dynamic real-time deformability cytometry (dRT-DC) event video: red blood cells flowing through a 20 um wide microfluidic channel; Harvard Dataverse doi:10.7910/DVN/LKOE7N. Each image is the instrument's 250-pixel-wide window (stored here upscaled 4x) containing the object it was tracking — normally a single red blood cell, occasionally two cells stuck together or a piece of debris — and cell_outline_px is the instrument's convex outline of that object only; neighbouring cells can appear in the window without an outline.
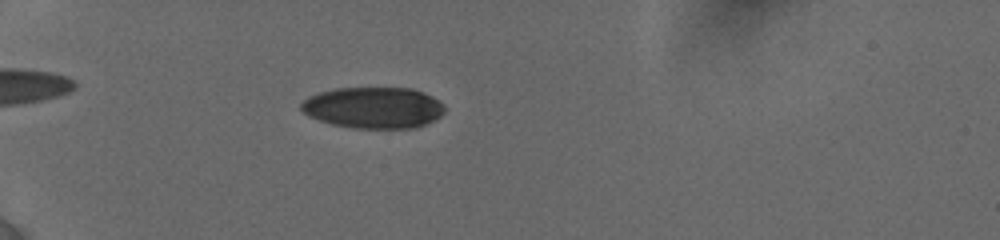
{"species": "human", "species_latin": "Homo sapiens", "temperature_condition": "cold", "stored_images_in_passage": 51, "camera_frame_rate_fps": 3000, "um_per_image_px": 0.085, "donor": {"sex": "female"}, "frame": {"image": 1, "passage_image": 10, "time_ms": 4.333, "image_size_px": [1000, 240], "cell_outline_px": [[444, 112], [440, 116], [416, 128], [352, 128], [332, 124], [308, 116], [300, 108], [300, 104], [308, 96], [320, 92], [336, 88], [412, 88], [424, 92], [432, 96], [444, 104]], "centroid_in_image_um": [31.74, 9.15], "position_along_channel_um": 53.3, "area_um2": 34.56}}
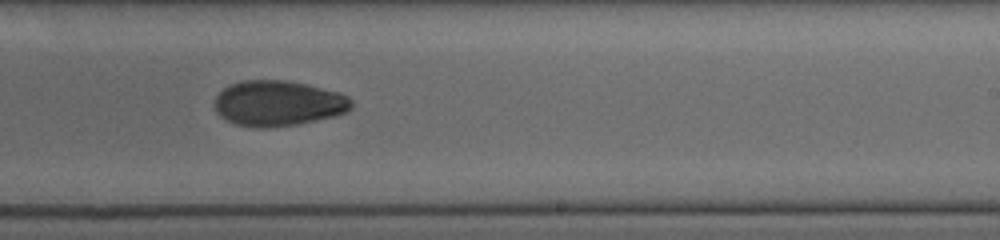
{"frame": {"image": 2, "passage_image": 25, "time_ms": 10.667, "image_size_px": [1000, 240], "cell_outline_px": [[352, 108], [344, 112], [332, 116], [296, 124], [264, 128], [256, 128], [236, 124], [220, 116], [216, 112], [216, 96], [224, 88], [232, 84], [244, 80], [284, 80], [304, 84], [340, 92], [348, 96], [352, 100]], "centroid_in_image_um": [23.64, 8.78], "position_along_channel_um": 265.4, "area_um2": 35.84}}
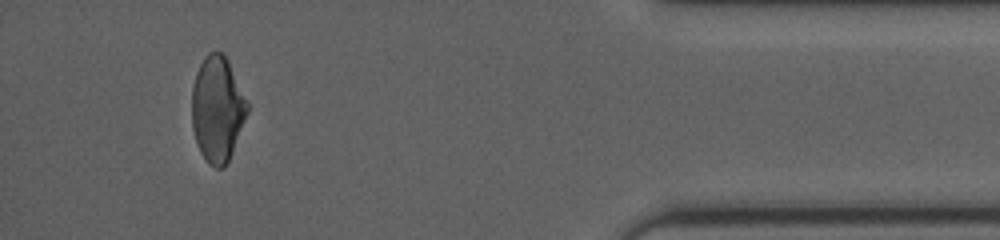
{"frame": {"image": 3, "passage_image": 49, "time_ms": 15.667, "image_size_px": [1000, 240], "cell_outline_px": [[248, 112], [228, 160], [224, 168], [216, 168], [208, 164], [200, 152], [192, 128], [192, 88], [196, 72], [204, 56], [208, 52], [220, 52], [228, 60], [248, 104]], "centroid_in_image_um": [18.45, 9.27], "position_along_channel_um": 416.7, "area_um2": 33.76}, "authors_computed_cell_mechanics": {"area_um2": 34.7956, "velocity_mm_per_s": 3.8536, "shape_relaxation_time_tau1_ms": 6.4554, "shape_relaxation_time_tau2_ms": 6.0557, "deformation_change_tau1": 0.1438, "deformation_change_tau2": 0.107}}